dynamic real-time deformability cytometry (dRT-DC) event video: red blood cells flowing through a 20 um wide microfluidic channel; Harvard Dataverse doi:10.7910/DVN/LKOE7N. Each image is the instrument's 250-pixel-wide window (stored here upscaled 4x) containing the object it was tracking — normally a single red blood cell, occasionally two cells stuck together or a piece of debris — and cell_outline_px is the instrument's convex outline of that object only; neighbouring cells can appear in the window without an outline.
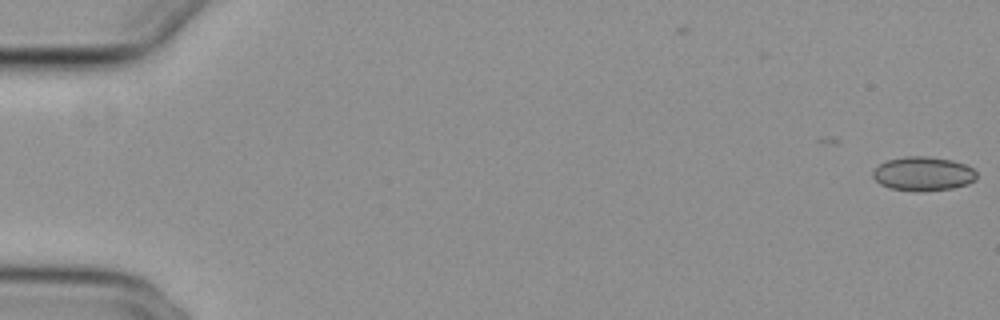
{"species": "common noctule bat (a hibernating species)", "species_latin": "Nyctalus noctula", "temperature_condition": "cold", "stored_images_in_passage": 5, "camera_frame_rate_fps": 3000, "um_per_image_px": 0.085, "animal": {"sex": "female", "body_mass_g": 29.2, "forearm_length_mm": 56.3}, "frame": {"image": 1, "passage_image": 1, "time_ms": 0.0, "image_size_px": [1000, 320], "cell_outline_px": [[976, 180], [968, 184], [952, 188], [916, 192], [892, 188], [880, 184], [872, 176], [872, 172], [880, 164], [888, 160], [908, 156], [928, 156], [952, 160], [964, 164], [972, 168], [976, 172]], "centroid_in_image_um": [78.48, 14.77], "position_along_channel_um": 6.5, "area_um2": 20.52}}